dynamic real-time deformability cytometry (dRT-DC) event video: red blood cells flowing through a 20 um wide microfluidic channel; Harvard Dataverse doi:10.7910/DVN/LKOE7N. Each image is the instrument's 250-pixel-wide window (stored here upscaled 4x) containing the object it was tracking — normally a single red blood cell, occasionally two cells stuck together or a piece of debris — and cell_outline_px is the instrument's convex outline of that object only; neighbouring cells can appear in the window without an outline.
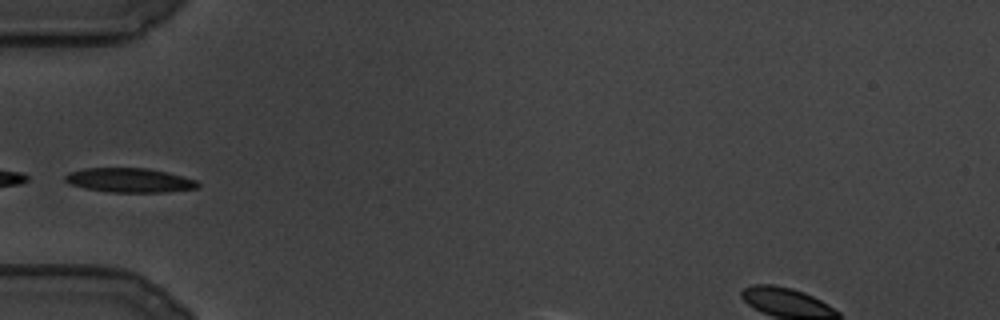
{"species": "common noctule bat (a hibernating species)", "species_latin": "Nyctalus noctula", "temperature_condition": "cold", "stored_images_in_passage": 55, "camera_frame_rate_fps": 3000, "um_per_image_px": 0.085, "animal": {"sex": "male", "body_mass_g": 19.5, "forearm_length_mm": 54.6}, "frame": {"image": 1, "passage_image": 1, "time_ms": 0.0, "image_size_px": [1000, 320], "cell_outline_px": [[200, 188], [168, 192], [108, 192], [88, 188], [72, 184], [64, 180], [64, 176], [68, 172], [84, 168], [148, 168], [168, 172], [184, 176], [196, 180], [200, 184]], "centroid_in_image_um": [11.07, 15.31], "position_along_channel_um": 73.9, "area_um2": 18.9}}